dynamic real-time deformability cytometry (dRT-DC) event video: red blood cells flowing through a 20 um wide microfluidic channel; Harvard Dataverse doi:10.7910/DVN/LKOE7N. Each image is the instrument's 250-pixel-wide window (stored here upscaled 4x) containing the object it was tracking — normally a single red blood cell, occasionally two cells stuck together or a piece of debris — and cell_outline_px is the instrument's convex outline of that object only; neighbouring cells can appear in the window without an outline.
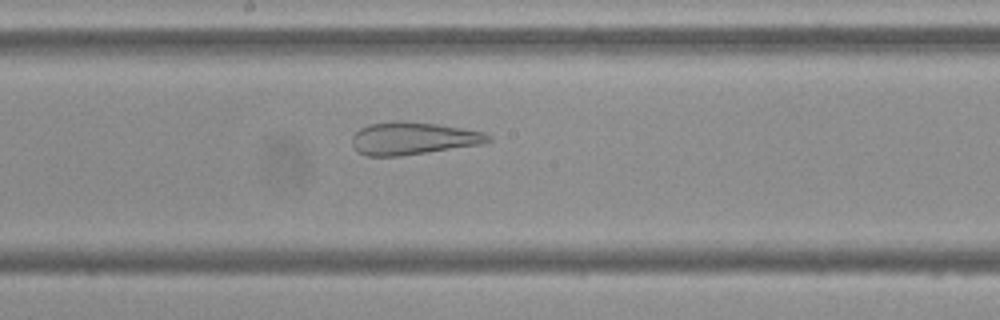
{"species": "Egyptian fruit bat (a non-hibernating species)", "species_latin": "Rousettus aegyptiacus", "temperature_condition": "cold", "stored_images_in_passage": 55, "camera_frame_rate_fps": 3000, "um_per_image_px": 0.085, "frame": {"image": 1, "passage_image": 29, "time_ms": 9.333, "image_size_px": [1000, 320], "cell_outline_px": [[492, 140], [480, 144], [400, 156], [364, 156], [356, 152], [352, 144], [352, 136], [360, 128], [368, 124], [396, 120], [400, 120], [436, 124], [484, 132], [492, 136]], "centroid_in_image_um": [35.05, 11.76], "position_along_channel_um": 213.2, "area_um2": 25.84}}
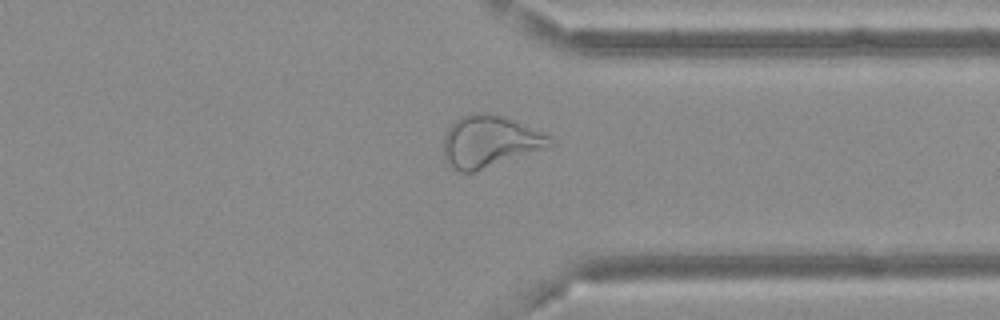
{"frame": {"image": 2, "passage_image": 42, "time_ms": 13.667, "image_size_px": [1000, 320], "cell_outline_px": [[556, 144], [472, 172], [460, 172], [452, 168], [444, 160], [444, 132], [460, 116], [468, 112], [488, 112], [504, 116], [516, 120], [556, 140]], "centroid_in_image_um": [41.58, 11.99], "position_along_channel_um": 369.8, "area_um2": 32.02}}
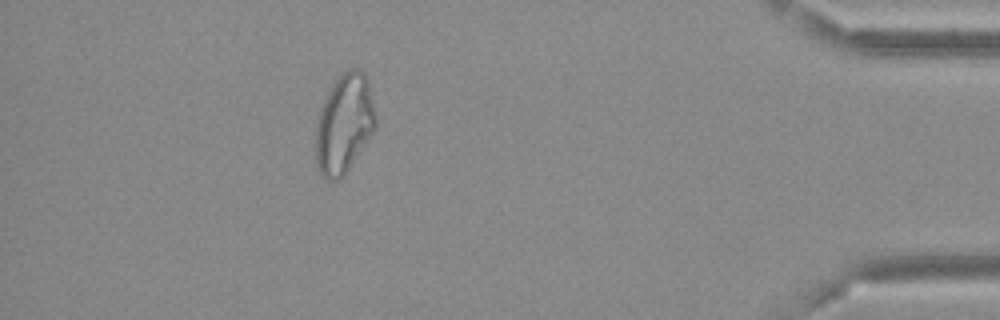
{"frame": {"image": 3, "passage_image": 49, "time_ms": 16.0, "image_size_px": [1000, 320], "cell_outline_px": [[376, 128], [340, 180], [324, 180], [316, 168], [316, 124], [328, 88], [340, 72], [348, 68], [360, 68], [364, 72], [368, 80], [376, 116]], "centroid_in_image_um": [29.24, 10.49], "position_along_channel_um": 406.0, "area_um2": 34.97}}